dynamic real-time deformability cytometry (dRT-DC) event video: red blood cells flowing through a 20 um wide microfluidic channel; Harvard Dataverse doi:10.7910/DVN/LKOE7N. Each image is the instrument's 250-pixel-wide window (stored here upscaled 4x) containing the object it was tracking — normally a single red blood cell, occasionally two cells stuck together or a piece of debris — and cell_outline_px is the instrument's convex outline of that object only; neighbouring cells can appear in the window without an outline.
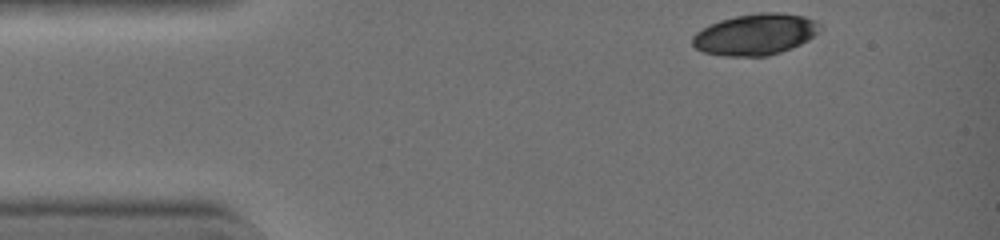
{"species": "common noctule bat (a hibernating species)", "species_latin": "Nyctalus noctula", "temperature_condition": "warm", "stored_images_in_passage": 6, "camera_frame_rate_fps": 3000, "um_per_image_px": 0.085, "animal": {"sex": "female", "body_mass_g": 19.0, "forearm_length_mm": 51.5}, "frame": {"image": 1, "passage_image": 1, "time_ms": 0.0, "image_size_px": [1000, 240], "cell_outline_px": [[820, 28], [808, 40], [792, 48], [768, 56], [724, 56], [704, 52], [696, 48], [692, 44], [692, 36], [696, 32], [708, 24], [720, 20], [736, 16], [756, 12], [780, 12], [804, 16], [816, 20], [820, 24]], "centroid_in_image_um": [64.18, 2.91], "position_along_channel_um": 20.8, "area_um2": 30.75}}